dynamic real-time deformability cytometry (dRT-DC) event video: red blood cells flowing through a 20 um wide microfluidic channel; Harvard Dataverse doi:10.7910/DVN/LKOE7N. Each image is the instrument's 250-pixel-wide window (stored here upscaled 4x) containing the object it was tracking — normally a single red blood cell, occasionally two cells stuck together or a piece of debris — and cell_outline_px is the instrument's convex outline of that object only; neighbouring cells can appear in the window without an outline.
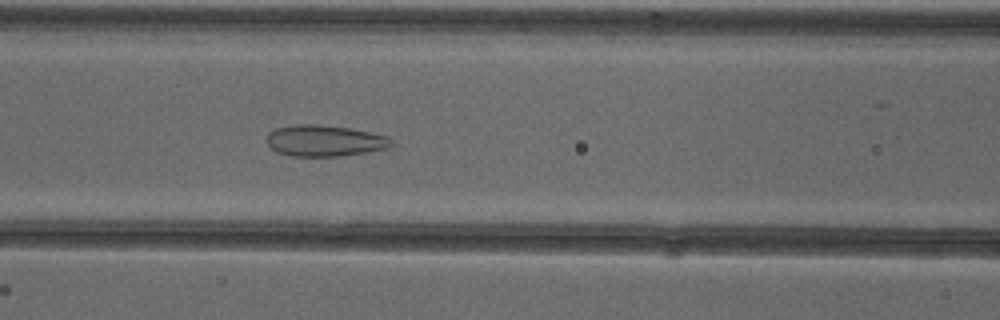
{"species": "common noctule bat (a hibernating species)", "species_latin": "Nyctalus noctula", "temperature_condition": "cold", "stored_images_in_passage": 53, "camera_frame_rate_fps": 3000, "um_per_image_px": 0.085, "animal": {"sex": "female"}, "frame": {"image": 1, "passage_image": 23, "time_ms": 7.333, "image_size_px": [1000, 320], "cell_outline_px": [[392, 144], [388, 148], [344, 156], [292, 156], [276, 152], [268, 144], [268, 132], [276, 128], [292, 124], [316, 124], [348, 128], [388, 136], [392, 140]], "centroid_in_image_um": [27.58, 11.96], "position_along_channel_um": 139.0, "area_um2": 22.66}}
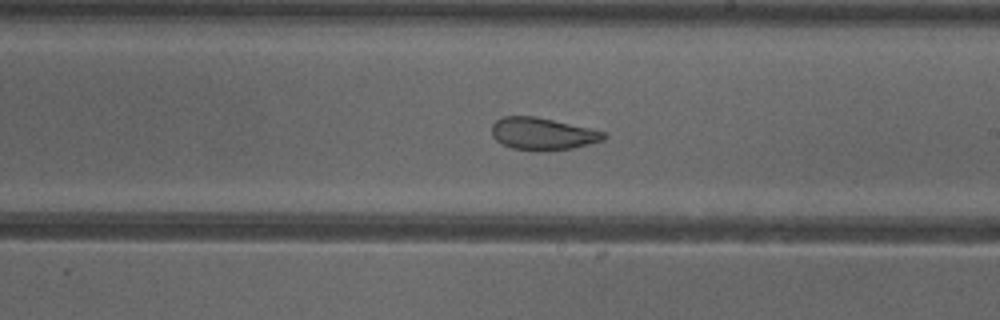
{"frame": {"image": 2, "passage_image": 31, "time_ms": 10.0, "image_size_px": [1000, 320], "cell_outline_px": [[608, 136], [604, 140], [572, 148], [512, 148], [496, 140], [492, 136], [492, 124], [496, 120], [504, 116], [536, 116], [608, 132]], "centroid_in_image_um": [46.15, 11.32], "position_along_channel_um": 242.8, "area_um2": 20.4}}
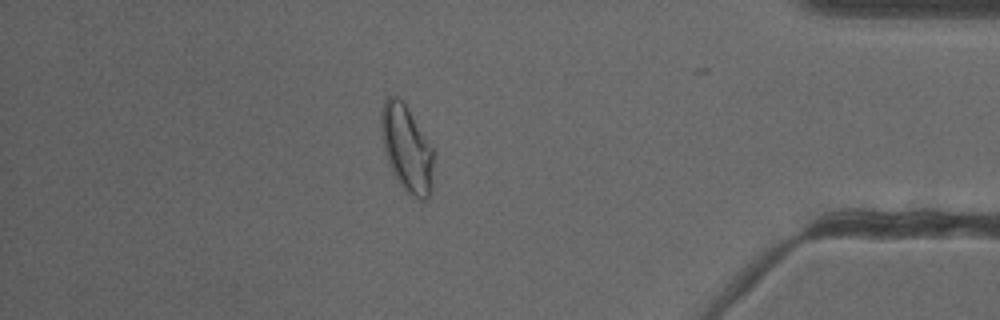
{"frame": {"image": 3, "passage_image": 46, "time_ms": 15.0, "image_size_px": [1000, 320], "cell_outline_px": [[436, 152], [432, 192], [428, 200], [420, 200], [412, 196], [400, 184], [392, 172], [384, 152], [380, 136], [380, 112], [384, 100], [388, 96], [396, 96], [408, 108]], "centroid_in_image_um": [34.6, 12.65], "position_along_channel_um": 400.6, "area_um2": 27.34}, "authors_computed_cell_mechanics": {"area_um2": 27.2816, "velocity_mm_per_s": 3.8976, "shape_relaxation_time_tau1_ms": null, "shape_relaxation_time_tau2_ms": 1.3603, "deformation_change_tau1": null, "deformation_change_tau2": 0.0834}}